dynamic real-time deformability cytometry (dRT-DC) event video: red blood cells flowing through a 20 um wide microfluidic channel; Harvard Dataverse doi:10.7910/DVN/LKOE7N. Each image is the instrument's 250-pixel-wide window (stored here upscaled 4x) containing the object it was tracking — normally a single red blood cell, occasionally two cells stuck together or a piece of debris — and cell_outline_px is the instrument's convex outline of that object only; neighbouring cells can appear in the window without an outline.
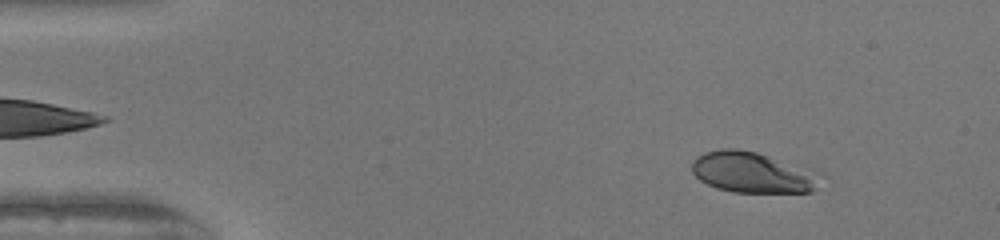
{"species": "human", "species_latin": "Homo sapiens", "temperature_condition": "warm", "stored_images_in_passage": 51, "camera_frame_rate_fps": 3000, "um_per_image_px": 0.085, "donor": {"sex": "female"}, "frame": {"image": 1, "passage_image": 6, "time_ms": 1.667, "image_size_px": [1000, 240], "cell_outline_px": [[828, 176], [812, 192], [732, 192], [716, 188], [700, 180], [692, 172], [692, 160], [696, 156], [704, 152], [720, 148], [736, 148], [756, 152], [812, 168], [824, 172]], "centroid_in_image_um": [64.08, 14.65], "position_along_channel_um": 20.9, "area_um2": 31.56}}
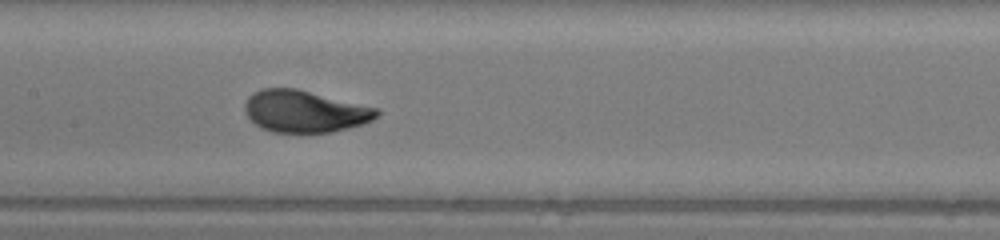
{"frame": {"image": 2, "passage_image": 25, "time_ms": 8.0, "image_size_px": [1000, 240], "cell_outline_px": [[380, 112], [372, 120], [348, 128], [332, 132], [272, 132], [260, 128], [244, 112], [244, 104], [248, 96], [252, 92], [260, 88], [296, 88], [380, 108]], "centroid_in_image_um": [25.88, 9.45], "position_along_channel_um": 181.5, "area_um2": 32.43}}
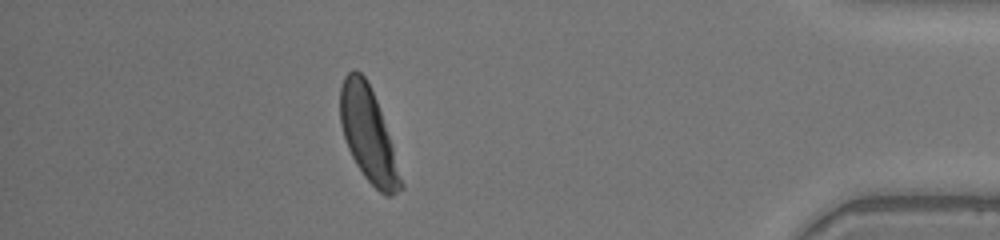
{"frame": {"image": 3, "passage_image": 45, "time_ms": 14.667, "image_size_px": [1000, 240], "cell_outline_px": [[404, 188], [392, 196], [384, 196], [364, 176], [356, 164], [348, 148], [340, 124], [340, 88], [344, 76], [352, 68], [356, 68], [364, 76], [376, 100], [404, 184]], "centroid_in_image_um": [31.28, 11.45], "position_along_channel_um": 403.9, "area_um2": 32.54}, "authors_computed_cell_mechanics": {"area_um2": 32.1368, "velocity_mm_per_s": 4.0393, "shape_relaxation_time_tau1_ms": 2.0555, "shape_relaxation_time_tau2_ms": null, "deformation_change_tau1": 0.1727, "deformation_change_tau2": null}}